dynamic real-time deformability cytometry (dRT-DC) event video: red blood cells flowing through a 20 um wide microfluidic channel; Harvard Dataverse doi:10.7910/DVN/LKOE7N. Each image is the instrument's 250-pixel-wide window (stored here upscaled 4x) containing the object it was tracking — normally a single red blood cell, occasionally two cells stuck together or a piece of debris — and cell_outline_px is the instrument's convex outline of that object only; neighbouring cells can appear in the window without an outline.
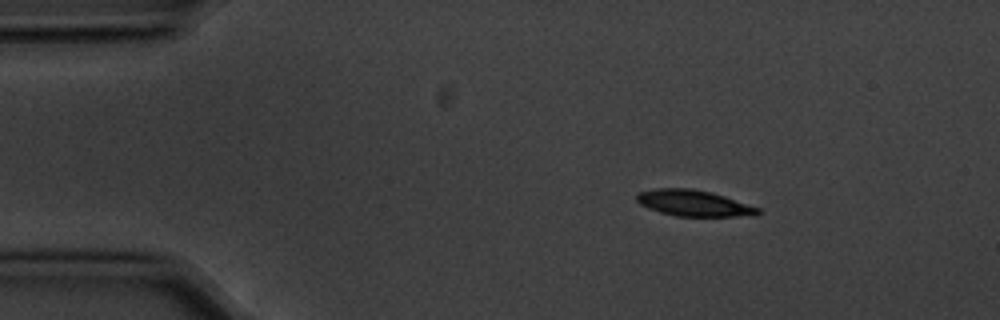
{"species": "common noctule bat (a hibernating species)", "species_latin": "Nyctalus noctula", "temperature_condition": "cold", "stored_images_in_passage": 3, "camera_frame_rate_fps": 3000, "um_per_image_px": 0.085, "animal": {"sex": "male", "body_mass_g": 20.1, "forearm_length_mm": 53.5}, "frame": {"image": 1, "passage_image": 1, "time_ms": 0.0, "image_size_px": [1000, 320], "cell_outline_px": [[760, 212], [756, 216], [676, 216], [660, 212], [648, 208], [640, 204], [636, 200], [636, 196], [640, 192], [656, 188], [692, 188], [712, 192], [760, 208]], "centroid_in_image_um": [58.98, 17.27], "position_along_channel_um": 26.0, "area_um2": 18.44}}